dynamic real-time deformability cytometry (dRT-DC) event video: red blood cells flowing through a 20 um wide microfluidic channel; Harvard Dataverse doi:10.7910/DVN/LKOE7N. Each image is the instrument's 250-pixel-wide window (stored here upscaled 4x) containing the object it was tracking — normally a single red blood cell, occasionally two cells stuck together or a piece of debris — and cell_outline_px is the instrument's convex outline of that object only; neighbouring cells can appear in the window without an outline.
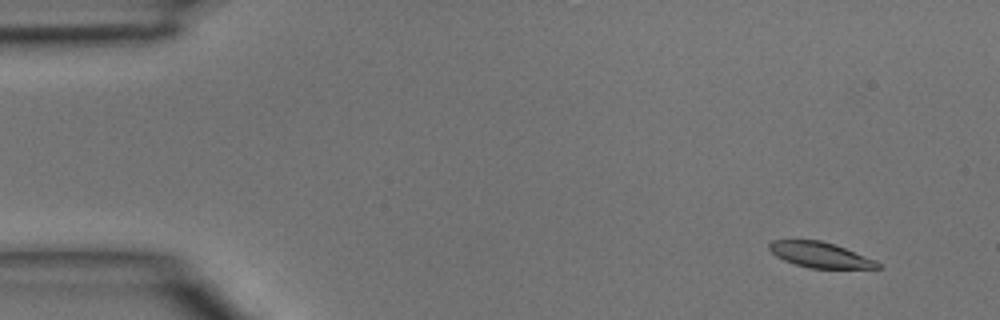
{"species": "common noctule bat (a hibernating species)", "species_latin": "Nyctalus noctula", "temperature_condition": "room temperature", "stored_images_in_passage": 3, "camera_frame_rate_fps": 3000, "um_per_image_px": 0.085, "animal": {"sex": "male", "body_mass_g": 15.6}, "frame": {"image": 1, "passage_image": 1, "time_ms": 0.0, "image_size_px": [1000, 320], "cell_outline_px": [[880, 268], [808, 268], [784, 260], [776, 256], [768, 248], [768, 244], [772, 240], [820, 240], [836, 244], [876, 260], [880, 264]], "centroid_in_image_um": [69.71, 21.65], "position_along_channel_um": 15.3, "area_um2": 16.07}}
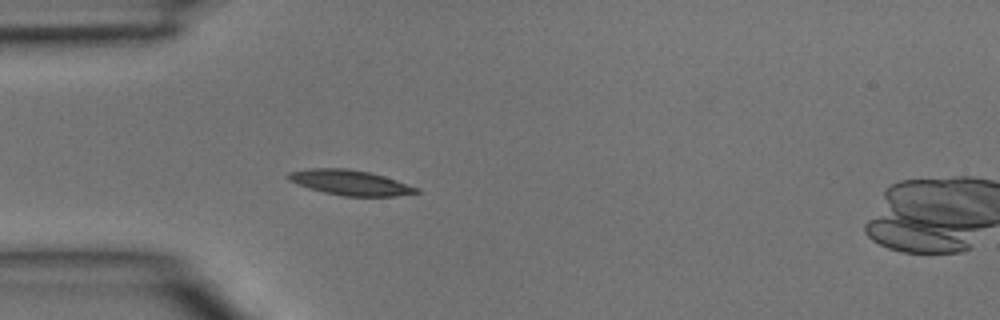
{"frame": {"image": 2, "passage_image": 3, "time_ms": 0.667, "image_size_px": [1000, 320], "cell_outline_px": [[420, 192], [396, 196], [344, 196], [324, 192], [308, 188], [288, 180], [284, 176], [288, 172], [308, 168], [348, 168], [368, 172], [384, 176], [420, 188]], "centroid_in_image_um": [29.73, 15.51], "position_along_channel_um": 55.3, "area_um2": 18.84}}